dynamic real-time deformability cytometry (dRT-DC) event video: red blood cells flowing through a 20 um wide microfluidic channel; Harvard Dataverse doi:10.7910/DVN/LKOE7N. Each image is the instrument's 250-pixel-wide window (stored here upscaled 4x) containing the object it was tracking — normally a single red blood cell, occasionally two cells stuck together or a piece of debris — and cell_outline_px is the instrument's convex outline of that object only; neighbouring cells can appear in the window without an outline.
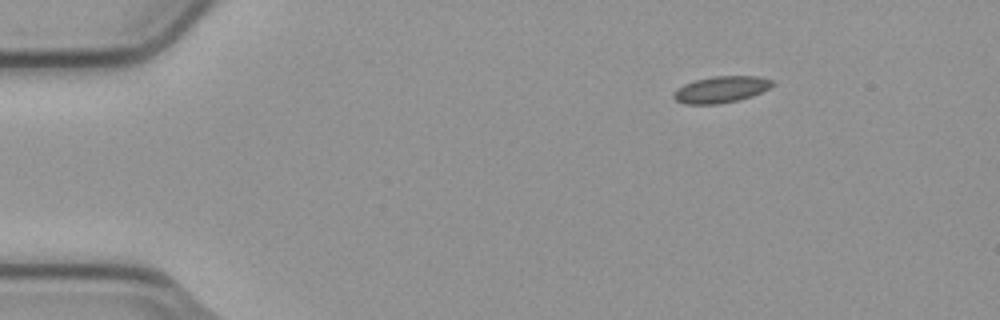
{"species": "common noctule bat (a hibernating species)", "species_latin": "Nyctalus noctula", "temperature_condition": "cold", "stored_images_in_passage": 3, "camera_frame_rate_fps": 3000, "um_per_image_px": 0.085, "animal": {"sex": "male", "body_mass_g": 23.1, "forearm_length_mm": 52.7}, "frame": {"image": 1, "passage_image": 1, "time_ms": 0.0, "image_size_px": [1000, 320], "cell_outline_px": [[776, 84], [752, 96], [720, 104], [684, 104], [676, 100], [672, 96], [672, 92], [676, 88], [684, 84], [696, 80], [712, 76], [760, 76], [776, 80]], "centroid_in_image_um": [61.29, 7.59], "position_along_channel_um": 23.7, "area_um2": 15.43}}